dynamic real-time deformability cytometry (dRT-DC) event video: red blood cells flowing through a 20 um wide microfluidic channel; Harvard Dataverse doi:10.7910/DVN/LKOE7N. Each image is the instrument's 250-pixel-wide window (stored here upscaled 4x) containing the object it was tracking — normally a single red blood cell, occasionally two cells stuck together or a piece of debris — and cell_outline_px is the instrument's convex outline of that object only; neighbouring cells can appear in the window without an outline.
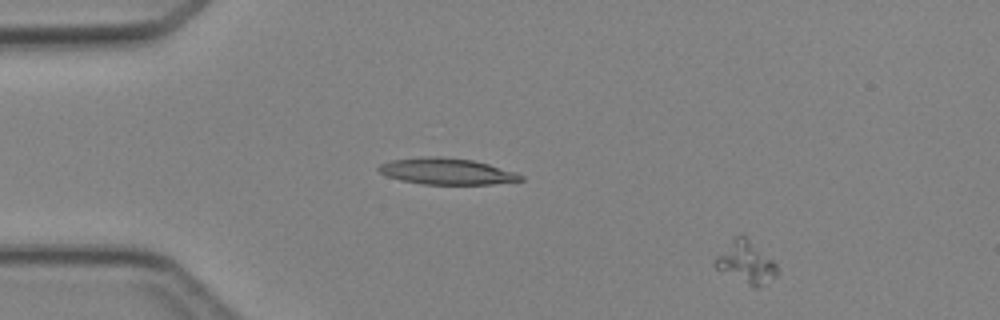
{"species": "Egyptian fruit bat (a non-hibernating species)", "species_latin": "Rousettus aegyptiacus", "temperature_condition": "cold", "stored_images_in_passage": 5, "camera_frame_rate_fps": 3000, "um_per_image_px": 0.085, "animal": {"sex": "female"}, "frame": {"image": 1, "passage_image": 2, "time_ms": 1.0, "image_size_px": [1000, 320], "cell_outline_px": [[776, 276], [764, 284], [756, 288], [752, 288], [716, 268], [716, 256], [740, 232], [772, 260], [776, 264]], "centroid_in_image_um": [63.41, 22.32], "position_along_channel_um": 21.6, "area_um2": 14.68}}